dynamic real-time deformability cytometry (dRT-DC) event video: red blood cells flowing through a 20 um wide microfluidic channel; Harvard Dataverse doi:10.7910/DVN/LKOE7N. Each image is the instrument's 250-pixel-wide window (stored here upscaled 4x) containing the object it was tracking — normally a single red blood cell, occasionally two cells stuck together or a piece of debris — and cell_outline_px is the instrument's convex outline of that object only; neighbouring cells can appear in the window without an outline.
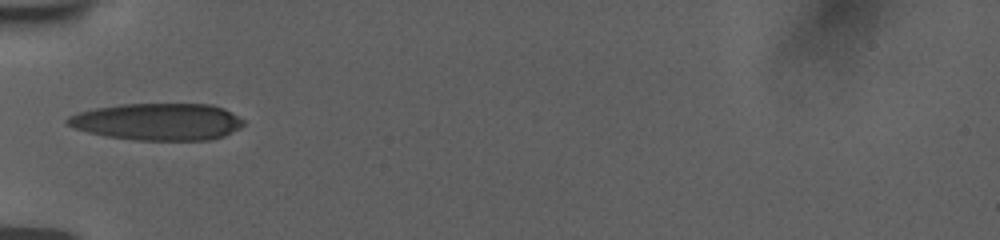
{"species": "human", "species_latin": "Homo sapiens", "temperature_condition": "room temperature", "stored_images_in_passage": 34, "camera_frame_rate_fps": 3000, "um_per_image_px": 0.085, "donor": {"sex": "female"}, "frame": {"image": 1, "passage_image": 1, "time_ms": 0.0, "image_size_px": [1000, 240], "cell_outline_px": [[244, 124], [240, 128], [224, 136], [208, 140], [136, 140], [108, 136], [88, 132], [72, 128], [64, 120], [68, 116], [80, 112], [96, 108], [120, 104], [212, 104], [224, 108], [244, 120]], "centroid_in_image_um": [13.42, 10.34], "position_along_channel_um": 71.6, "area_um2": 37.97}}
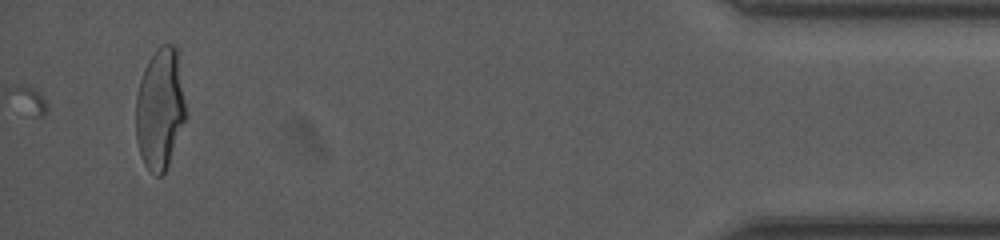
{"frame": {"image": 2, "passage_image": 34, "time_ms": 11.0, "image_size_px": [1000, 240], "cell_outline_px": [[188, 116], [168, 164], [164, 172], [160, 176], [156, 176], [144, 164], [136, 140], [136, 96], [140, 80], [144, 68], [148, 60], [156, 48], [160, 44], [176, 44]], "centroid_in_image_um": [13.62, 9.21], "position_along_channel_um": 421.6, "area_um2": 35.72}}